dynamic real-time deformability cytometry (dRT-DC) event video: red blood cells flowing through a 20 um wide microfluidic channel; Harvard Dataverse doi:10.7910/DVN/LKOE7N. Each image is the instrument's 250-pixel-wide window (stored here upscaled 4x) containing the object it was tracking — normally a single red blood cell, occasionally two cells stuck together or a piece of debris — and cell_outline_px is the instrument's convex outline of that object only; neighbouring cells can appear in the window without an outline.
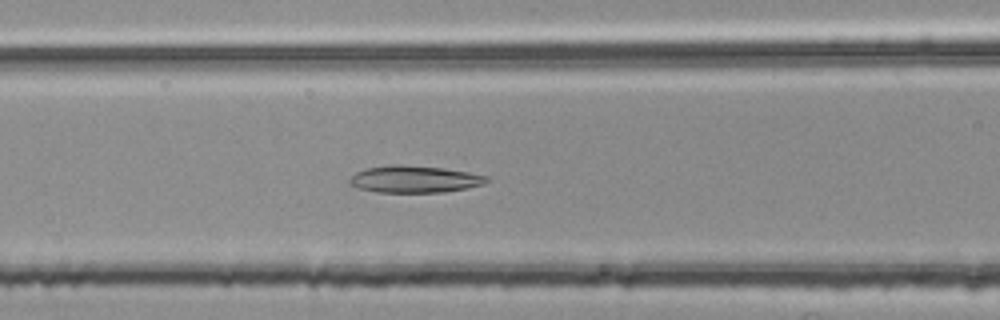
{"species": "common noctule bat (a hibernating species)", "species_latin": "Nyctalus noctula", "temperature_condition": "room temperature", "stored_images_in_passage": 38, "camera_frame_rate_fps": 3000, "um_per_image_px": 0.085, "animal": {"sex": "female", "body_mass_g": 25.1}, "frame": {"image": 1, "passage_image": 8, "time_ms": 2.333, "image_size_px": [1000, 320], "cell_outline_px": [[488, 180], [484, 184], [464, 188], [440, 192], [376, 192], [360, 188], [348, 184], [348, 180], [356, 172], [368, 168], [392, 164], [400, 164], [440, 168], [468, 172], [488, 176]], "centroid_in_image_um": [35.19, 15.23], "position_along_channel_um": 131.4, "area_um2": 21.27}}
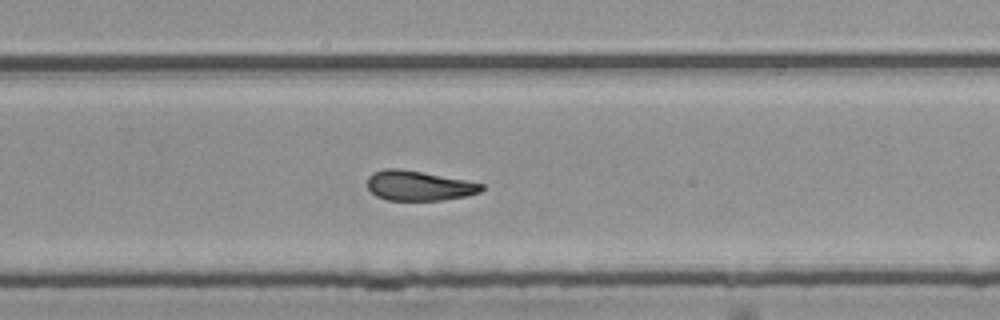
{"frame": {"image": 2, "passage_image": 21, "time_ms": 6.667, "image_size_px": [1000, 320], "cell_outline_px": [[484, 188], [480, 192], [464, 196], [440, 200], [388, 200], [376, 196], [368, 188], [368, 176], [372, 172], [384, 168], [400, 168], [464, 180], [484, 184]], "centroid_in_image_um": [35.56, 15.77], "position_along_channel_um": 294.2, "area_um2": 19.71}}
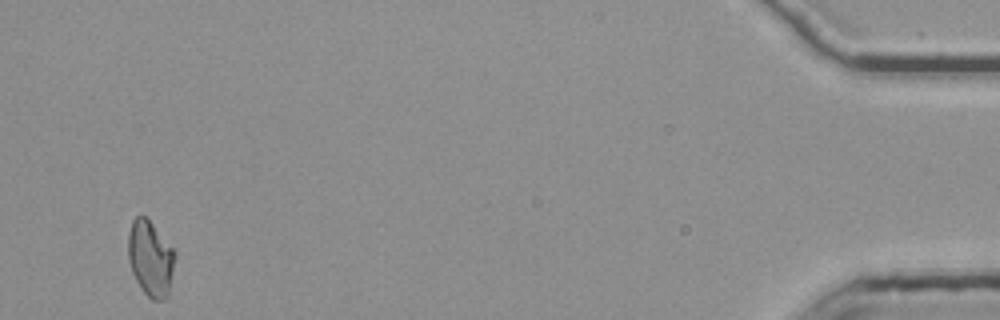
{"frame": {"image": 3, "passage_image": 38, "time_ms": 12.333, "image_size_px": [1000, 320], "cell_outline_px": [[176, 256], [168, 296], [164, 300], [152, 300], [144, 292], [136, 280], [132, 272], [128, 260], [128, 232], [132, 220], [136, 216], [144, 216], [152, 224], [176, 252]], "centroid_in_image_um": [12.79, 21.98], "position_along_channel_um": 422.4, "area_um2": 20.58}, "authors_computed_cell_mechanics": {"area_um2": 20.4901, "velocity_mm_per_s": 3.7617, "shape_relaxation_time_tau1_ms": null, "shape_relaxation_time_tau2_ms": 5.2431, "deformation_change_tau1": null, "deformation_change_tau2": 0.1312}}